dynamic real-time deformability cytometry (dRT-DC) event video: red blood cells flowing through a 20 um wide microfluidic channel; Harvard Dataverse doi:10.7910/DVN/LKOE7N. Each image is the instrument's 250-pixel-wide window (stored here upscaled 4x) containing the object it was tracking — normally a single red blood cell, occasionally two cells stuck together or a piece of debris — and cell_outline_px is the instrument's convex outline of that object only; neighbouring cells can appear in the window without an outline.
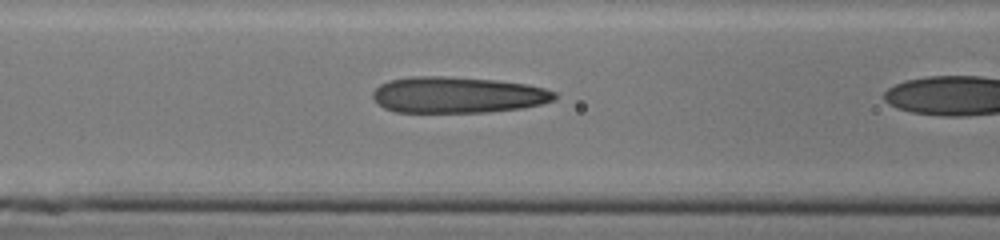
{"species": "human", "species_latin": "Homo sapiens", "temperature_condition": "cold", "stored_images_in_passage": 21, "camera_frame_rate_fps": 3000, "um_per_image_px": 0.085, "donor": {"sex": "male"}, "frame": {"image": 1, "passage_image": 20, "time_ms": 6.333, "image_size_px": [1000, 240], "cell_outline_px": [[556, 100], [540, 104], [520, 108], [488, 112], [396, 112], [384, 108], [372, 96], [372, 92], [380, 84], [388, 80], [412, 76], [444, 76], [496, 80], [528, 84], [544, 88], [556, 92]], "centroid_in_image_um": [38.9, 8.06], "position_along_channel_um": 127.7, "area_um2": 38.44}}